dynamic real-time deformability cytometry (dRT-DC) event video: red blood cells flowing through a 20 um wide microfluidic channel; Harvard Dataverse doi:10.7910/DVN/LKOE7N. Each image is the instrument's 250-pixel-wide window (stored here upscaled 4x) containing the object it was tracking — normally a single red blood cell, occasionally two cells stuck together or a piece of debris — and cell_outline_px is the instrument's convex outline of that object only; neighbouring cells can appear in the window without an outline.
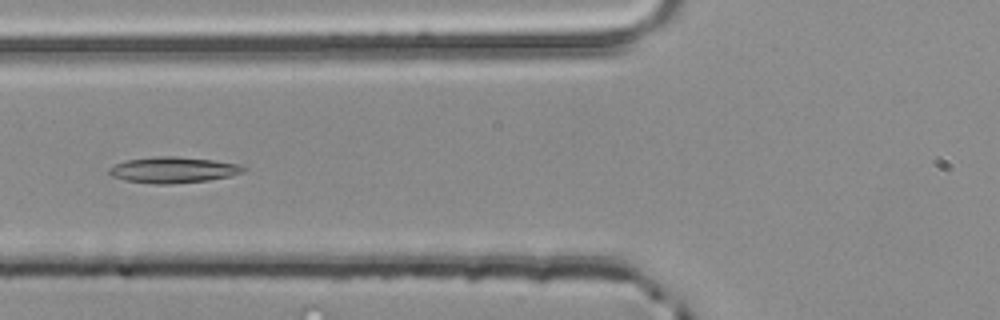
{"species": "common noctule bat (a hibernating species)", "species_latin": "Nyctalus noctula", "temperature_condition": "room temperature", "stored_images_in_passage": 5, "camera_frame_rate_fps": 3000, "um_per_image_px": 0.085, "animal": {"sex": "male", "body_mass_g": 20.4}, "frame": {"image": 1, "passage_image": 5, "time_ms": 1.333, "image_size_px": [1000, 320], "cell_outline_px": [[244, 172], [228, 176], [208, 180], [168, 184], [156, 184], [124, 180], [112, 176], [108, 172], [108, 168], [116, 164], [128, 160], [152, 156], [176, 156], [212, 160], [240, 164], [244, 168]], "centroid_in_image_um": [14.69, 14.43], "position_along_channel_um": 111.1, "area_um2": 20.17}}